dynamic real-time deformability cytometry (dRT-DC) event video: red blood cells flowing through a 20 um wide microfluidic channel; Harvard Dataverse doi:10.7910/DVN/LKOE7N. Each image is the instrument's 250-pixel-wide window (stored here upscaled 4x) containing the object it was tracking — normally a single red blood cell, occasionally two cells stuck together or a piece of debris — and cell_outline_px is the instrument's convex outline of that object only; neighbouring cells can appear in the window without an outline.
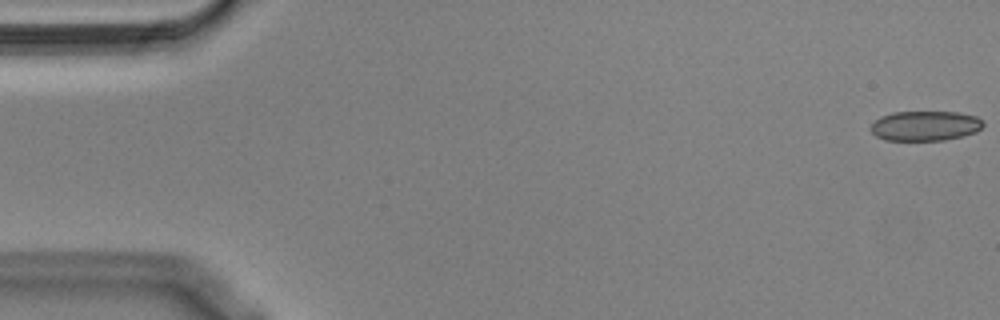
{"species": "Egyptian fruit bat (a non-hibernating species)", "species_latin": "Rousettus aegyptiacus", "temperature_condition": "cold", "stored_images_in_passage": 55, "camera_frame_rate_fps": 3000, "um_per_image_px": 0.085, "animal": {"sex": "male"}, "frame": {"image": 1, "passage_image": 1, "time_ms": 0.0, "image_size_px": [1000, 320], "cell_outline_px": [[984, 124], [976, 132], [944, 140], [884, 140], [876, 136], [872, 132], [872, 124], [880, 116], [892, 112], [960, 112], [976, 116], [984, 120]], "centroid_in_image_um": [78.65, 10.68], "position_along_channel_um": 6.3, "area_um2": 19.54}}
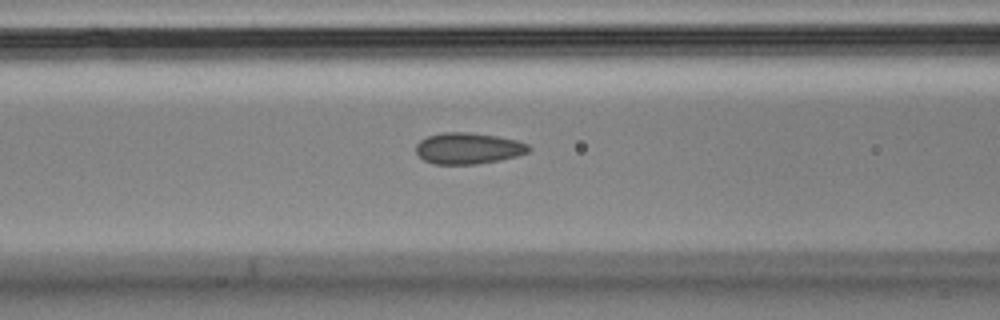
{"frame": {"image": 2, "passage_image": 22, "time_ms": 7.0, "image_size_px": [1000, 320], "cell_outline_px": [[532, 148], [528, 152], [516, 156], [500, 160], [476, 164], [432, 164], [424, 160], [416, 152], [416, 144], [420, 140], [428, 136], [444, 132], [468, 132], [496, 136], [516, 140], [528, 144]], "centroid_in_image_um": [39.79, 12.61], "position_along_channel_um": 126.8, "area_um2": 20.52}}
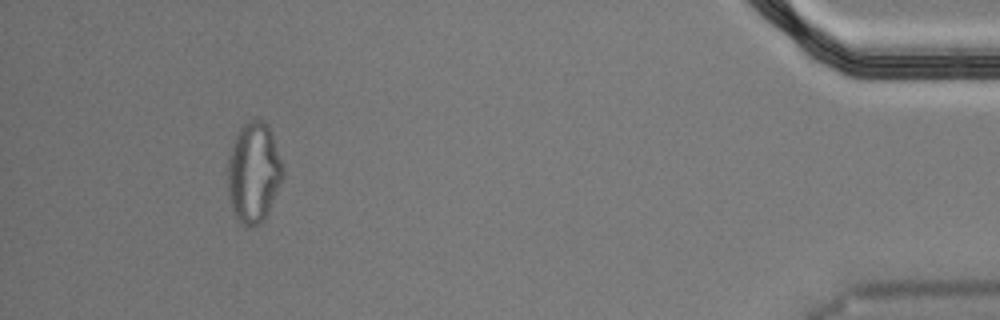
{"frame": {"image": 3, "passage_image": 51, "time_ms": 16.667, "image_size_px": [1000, 320], "cell_outline_px": [[284, 176], [268, 212], [264, 220], [260, 224], [244, 228], [236, 220], [232, 212], [228, 196], [228, 156], [236, 132], [248, 120], [264, 120], [268, 124], [284, 172]], "centroid_in_image_um": [21.53, 14.71], "position_along_channel_um": 413.7, "area_um2": 32.54}}